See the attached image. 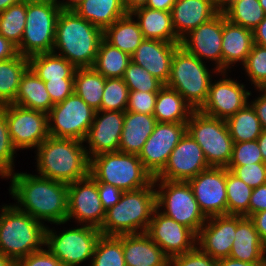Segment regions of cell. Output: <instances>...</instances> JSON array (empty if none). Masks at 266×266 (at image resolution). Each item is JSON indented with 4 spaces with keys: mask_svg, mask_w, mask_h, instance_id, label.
Listing matches in <instances>:
<instances>
[{
    "mask_svg": "<svg viewBox=\"0 0 266 266\" xmlns=\"http://www.w3.org/2000/svg\"><path fill=\"white\" fill-rule=\"evenodd\" d=\"M9 177V191L20 211L39 222L44 220L56 225L67 222L68 184L23 172L12 173Z\"/></svg>",
    "mask_w": 266,
    "mask_h": 266,
    "instance_id": "1",
    "label": "cell"
},
{
    "mask_svg": "<svg viewBox=\"0 0 266 266\" xmlns=\"http://www.w3.org/2000/svg\"><path fill=\"white\" fill-rule=\"evenodd\" d=\"M103 31L74 10H61L52 52L67 59L76 69L93 67Z\"/></svg>",
    "mask_w": 266,
    "mask_h": 266,
    "instance_id": "2",
    "label": "cell"
},
{
    "mask_svg": "<svg viewBox=\"0 0 266 266\" xmlns=\"http://www.w3.org/2000/svg\"><path fill=\"white\" fill-rule=\"evenodd\" d=\"M81 140L49 136L36 149L41 177L71 184L89 175L90 159Z\"/></svg>",
    "mask_w": 266,
    "mask_h": 266,
    "instance_id": "3",
    "label": "cell"
},
{
    "mask_svg": "<svg viewBox=\"0 0 266 266\" xmlns=\"http://www.w3.org/2000/svg\"><path fill=\"white\" fill-rule=\"evenodd\" d=\"M156 185L124 191L119 202L106 211L99 229L104 236L146 233L156 210ZM139 229V230H138Z\"/></svg>",
    "mask_w": 266,
    "mask_h": 266,
    "instance_id": "4",
    "label": "cell"
},
{
    "mask_svg": "<svg viewBox=\"0 0 266 266\" xmlns=\"http://www.w3.org/2000/svg\"><path fill=\"white\" fill-rule=\"evenodd\" d=\"M0 213V253L15 263L41 250L46 227L15 205H3Z\"/></svg>",
    "mask_w": 266,
    "mask_h": 266,
    "instance_id": "5",
    "label": "cell"
},
{
    "mask_svg": "<svg viewBox=\"0 0 266 266\" xmlns=\"http://www.w3.org/2000/svg\"><path fill=\"white\" fill-rule=\"evenodd\" d=\"M89 174L97 183L111 184L123 192L149 186L154 180L138 155L119 151L91 157Z\"/></svg>",
    "mask_w": 266,
    "mask_h": 266,
    "instance_id": "6",
    "label": "cell"
},
{
    "mask_svg": "<svg viewBox=\"0 0 266 266\" xmlns=\"http://www.w3.org/2000/svg\"><path fill=\"white\" fill-rule=\"evenodd\" d=\"M60 12L55 0H27L26 25L18 53L29 58L52 52Z\"/></svg>",
    "mask_w": 266,
    "mask_h": 266,
    "instance_id": "7",
    "label": "cell"
},
{
    "mask_svg": "<svg viewBox=\"0 0 266 266\" xmlns=\"http://www.w3.org/2000/svg\"><path fill=\"white\" fill-rule=\"evenodd\" d=\"M204 63L179 46L174 52L166 84L179 92L194 110H199L205 103L212 81V75Z\"/></svg>",
    "mask_w": 266,
    "mask_h": 266,
    "instance_id": "8",
    "label": "cell"
},
{
    "mask_svg": "<svg viewBox=\"0 0 266 266\" xmlns=\"http://www.w3.org/2000/svg\"><path fill=\"white\" fill-rule=\"evenodd\" d=\"M186 132L202 148L210 167L227 168L233 151V139L226 120L194 110L186 123Z\"/></svg>",
    "mask_w": 266,
    "mask_h": 266,
    "instance_id": "9",
    "label": "cell"
},
{
    "mask_svg": "<svg viewBox=\"0 0 266 266\" xmlns=\"http://www.w3.org/2000/svg\"><path fill=\"white\" fill-rule=\"evenodd\" d=\"M153 182L154 185L159 186V190L155 188L156 207L158 209L164 207L161 213L191 229L198 235L207 217L202 213L188 181H170L154 178Z\"/></svg>",
    "mask_w": 266,
    "mask_h": 266,
    "instance_id": "10",
    "label": "cell"
},
{
    "mask_svg": "<svg viewBox=\"0 0 266 266\" xmlns=\"http://www.w3.org/2000/svg\"><path fill=\"white\" fill-rule=\"evenodd\" d=\"M81 226L63 231L59 235L46 227L44 246H47L63 266H78L92 259L97 241L102 234L98 228Z\"/></svg>",
    "mask_w": 266,
    "mask_h": 266,
    "instance_id": "11",
    "label": "cell"
},
{
    "mask_svg": "<svg viewBox=\"0 0 266 266\" xmlns=\"http://www.w3.org/2000/svg\"><path fill=\"white\" fill-rule=\"evenodd\" d=\"M95 112L73 92L64 101L54 104L49 111V136L84 141L92 125Z\"/></svg>",
    "mask_w": 266,
    "mask_h": 266,
    "instance_id": "12",
    "label": "cell"
},
{
    "mask_svg": "<svg viewBox=\"0 0 266 266\" xmlns=\"http://www.w3.org/2000/svg\"><path fill=\"white\" fill-rule=\"evenodd\" d=\"M16 150L37 148L49 137L48 114L13 103L0 106Z\"/></svg>",
    "mask_w": 266,
    "mask_h": 266,
    "instance_id": "13",
    "label": "cell"
},
{
    "mask_svg": "<svg viewBox=\"0 0 266 266\" xmlns=\"http://www.w3.org/2000/svg\"><path fill=\"white\" fill-rule=\"evenodd\" d=\"M106 211L102 206L97 181L89 174L87 177L68 184L67 221L75 218L77 222L100 229Z\"/></svg>",
    "mask_w": 266,
    "mask_h": 266,
    "instance_id": "14",
    "label": "cell"
},
{
    "mask_svg": "<svg viewBox=\"0 0 266 266\" xmlns=\"http://www.w3.org/2000/svg\"><path fill=\"white\" fill-rule=\"evenodd\" d=\"M185 133L186 123H156L138 155L153 178L164 169L172 150Z\"/></svg>",
    "mask_w": 266,
    "mask_h": 266,
    "instance_id": "15",
    "label": "cell"
},
{
    "mask_svg": "<svg viewBox=\"0 0 266 266\" xmlns=\"http://www.w3.org/2000/svg\"><path fill=\"white\" fill-rule=\"evenodd\" d=\"M202 213L227 215L226 168L209 167L188 180Z\"/></svg>",
    "mask_w": 266,
    "mask_h": 266,
    "instance_id": "16",
    "label": "cell"
},
{
    "mask_svg": "<svg viewBox=\"0 0 266 266\" xmlns=\"http://www.w3.org/2000/svg\"><path fill=\"white\" fill-rule=\"evenodd\" d=\"M156 208L146 234L171 259L197 246V235Z\"/></svg>",
    "mask_w": 266,
    "mask_h": 266,
    "instance_id": "17",
    "label": "cell"
},
{
    "mask_svg": "<svg viewBox=\"0 0 266 266\" xmlns=\"http://www.w3.org/2000/svg\"><path fill=\"white\" fill-rule=\"evenodd\" d=\"M222 34H223V12H220L210 21L201 24L191 30L181 39L182 46L188 53L203 59L214 61V73L222 72ZM226 73V74H224Z\"/></svg>",
    "mask_w": 266,
    "mask_h": 266,
    "instance_id": "18",
    "label": "cell"
},
{
    "mask_svg": "<svg viewBox=\"0 0 266 266\" xmlns=\"http://www.w3.org/2000/svg\"><path fill=\"white\" fill-rule=\"evenodd\" d=\"M209 167L202 148L186 132L172 150L164 169L155 178L188 181Z\"/></svg>",
    "mask_w": 266,
    "mask_h": 266,
    "instance_id": "19",
    "label": "cell"
},
{
    "mask_svg": "<svg viewBox=\"0 0 266 266\" xmlns=\"http://www.w3.org/2000/svg\"><path fill=\"white\" fill-rule=\"evenodd\" d=\"M251 91L245 90L243 84L230 78L219 79L210 84L205 103L199 111L205 115L227 120L248 103Z\"/></svg>",
    "mask_w": 266,
    "mask_h": 266,
    "instance_id": "20",
    "label": "cell"
},
{
    "mask_svg": "<svg viewBox=\"0 0 266 266\" xmlns=\"http://www.w3.org/2000/svg\"><path fill=\"white\" fill-rule=\"evenodd\" d=\"M242 215H220L206 219L197 235V246L214 259L227 258L230 255L236 236L237 224Z\"/></svg>",
    "mask_w": 266,
    "mask_h": 266,
    "instance_id": "21",
    "label": "cell"
},
{
    "mask_svg": "<svg viewBox=\"0 0 266 266\" xmlns=\"http://www.w3.org/2000/svg\"><path fill=\"white\" fill-rule=\"evenodd\" d=\"M123 121L124 112H95L92 125L83 141L89 144V150L86 149L89 159L100 153L119 151Z\"/></svg>",
    "mask_w": 266,
    "mask_h": 266,
    "instance_id": "22",
    "label": "cell"
},
{
    "mask_svg": "<svg viewBox=\"0 0 266 266\" xmlns=\"http://www.w3.org/2000/svg\"><path fill=\"white\" fill-rule=\"evenodd\" d=\"M179 46L180 43L144 39L131 56V60L166 85L170 77L174 52Z\"/></svg>",
    "mask_w": 266,
    "mask_h": 266,
    "instance_id": "23",
    "label": "cell"
},
{
    "mask_svg": "<svg viewBox=\"0 0 266 266\" xmlns=\"http://www.w3.org/2000/svg\"><path fill=\"white\" fill-rule=\"evenodd\" d=\"M220 12L213 0H176L171 11L174 31L182 39Z\"/></svg>",
    "mask_w": 266,
    "mask_h": 266,
    "instance_id": "24",
    "label": "cell"
},
{
    "mask_svg": "<svg viewBox=\"0 0 266 266\" xmlns=\"http://www.w3.org/2000/svg\"><path fill=\"white\" fill-rule=\"evenodd\" d=\"M126 266H168L170 258L146 233L122 235Z\"/></svg>",
    "mask_w": 266,
    "mask_h": 266,
    "instance_id": "25",
    "label": "cell"
},
{
    "mask_svg": "<svg viewBox=\"0 0 266 266\" xmlns=\"http://www.w3.org/2000/svg\"><path fill=\"white\" fill-rule=\"evenodd\" d=\"M253 44V31L230 22L223 13L222 72L238 61L243 65Z\"/></svg>",
    "mask_w": 266,
    "mask_h": 266,
    "instance_id": "26",
    "label": "cell"
},
{
    "mask_svg": "<svg viewBox=\"0 0 266 266\" xmlns=\"http://www.w3.org/2000/svg\"><path fill=\"white\" fill-rule=\"evenodd\" d=\"M229 257L243 262L266 263V245L248 217H244L236 227Z\"/></svg>",
    "mask_w": 266,
    "mask_h": 266,
    "instance_id": "27",
    "label": "cell"
},
{
    "mask_svg": "<svg viewBox=\"0 0 266 266\" xmlns=\"http://www.w3.org/2000/svg\"><path fill=\"white\" fill-rule=\"evenodd\" d=\"M156 123L153 115L125 111L119 152L139 155Z\"/></svg>",
    "mask_w": 266,
    "mask_h": 266,
    "instance_id": "28",
    "label": "cell"
},
{
    "mask_svg": "<svg viewBox=\"0 0 266 266\" xmlns=\"http://www.w3.org/2000/svg\"><path fill=\"white\" fill-rule=\"evenodd\" d=\"M130 14L137 17L144 39L181 43V39L176 35L173 28L171 12L144 6L135 9Z\"/></svg>",
    "mask_w": 266,
    "mask_h": 266,
    "instance_id": "29",
    "label": "cell"
},
{
    "mask_svg": "<svg viewBox=\"0 0 266 266\" xmlns=\"http://www.w3.org/2000/svg\"><path fill=\"white\" fill-rule=\"evenodd\" d=\"M15 105L41 111L46 114L52 109L54 104L42 81L30 68L22 75L18 93L12 102Z\"/></svg>",
    "mask_w": 266,
    "mask_h": 266,
    "instance_id": "30",
    "label": "cell"
},
{
    "mask_svg": "<svg viewBox=\"0 0 266 266\" xmlns=\"http://www.w3.org/2000/svg\"><path fill=\"white\" fill-rule=\"evenodd\" d=\"M74 11L102 31L128 14L123 0H84Z\"/></svg>",
    "mask_w": 266,
    "mask_h": 266,
    "instance_id": "31",
    "label": "cell"
},
{
    "mask_svg": "<svg viewBox=\"0 0 266 266\" xmlns=\"http://www.w3.org/2000/svg\"><path fill=\"white\" fill-rule=\"evenodd\" d=\"M193 111L179 92L164 85L158 92L153 116L160 123H187Z\"/></svg>",
    "mask_w": 266,
    "mask_h": 266,
    "instance_id": "32",
    "label": "cell"
},
{
    "mask_svg": "<svg viewBox=\"0 0 266 266\" xmlns=\"http://www.w3.org/2000/svg\"><path fill=\"white\" fill-rule=\"evenodd\" d=\"M128 13L103 31V38L111 45L132 56L144 40L138 22Z\"/></svg>",
    "mask_w": 266,
    "mask_h": 266,
    "instance_id": "33",
    "label": "cell"
},
{
    "mask_svg": "<svg viewBox=\"0 0 266 266\" xmlns=\"http://www.w3.org/2000/svg\"><path fill=\"white\" fill-rule=\"evenodd\" d=\"M58 52L37 54L28 58L29 68L42 80L74 79L76 68Z\"/></svg>",
    "mask_w": 266,
    "mask_h": 266,
    "instance_id": "34",
    "label": "cell"
},
{
    "mask_svg": "<svg viewBox=\"0 0 266 266\" xmlns=\"http://www.w3.org/2000/svg\"><path fill=\"white\" fill-rule=\"evenodd\" d=\"M28 68V58L21 54L0 61V106L15 100L21 77Z\"/></svg>",
    "mask_w": 266,
    "mask_h": 266,
    "instance_id": "35",
    "label": "cell"
},
{
    "mask_svg": "<svg viewBox=\"0 0 266 266\" xmlns=\"http://www.w3.org/2000/svg\"><path fill=\"white\" fill-rule=\"evenodd\" d=\"M106 78L93 67L77 68L74 74V92L93 110L99 111Z\"/></svg>",
    "mask_w": 266,
    "mask_h": 266,
    "instance_id": "36",
    "label": "cell"
},
{
    "mask_svg": "<svg viewBox=\"0 0 266 266\" xmlns=\"http://www.w3.org/2000/svg\"><path fill=\"white\" fill-rule=\"evenodd\" d=\"M234 143L257 140L263 132L255 109L247 104L226 120Z\"/></svg>",
    "mask_w": 266,
    "mask_h": 266,
    "instance_id": "37",
    "label": "cell"
},
{
    "mask_svg": "<svg viewBox=\"0 0 266 266\" xmlns=\"http://www.w3.org/2000/svg\"><path fill=\"white\" fill-rule=\"evenodd\" d=\"M131 56L102 39L93 68L105 78H123Z\"/></svg>",
    "mask_w": 266,
    "mask_h": 266,
    "instance_id": "38",
    "label": "cell"
},
{
    "mask_svg": "<svg viewBox=\"0 0 266 266\" xmlns=\"http://www.w3.org/2000/svg\"><path fill=\"white\" fill-rule=\"evenodd\" d=\"M222 12L230 22L252 31L266 16L259 0H234Z\"/></svg>",
    "mask_w": 266,
    "mask_h": 266,
    "instance_id": "39",
    "label": "cell"
},
{
    "mask_svg": "<svg viewBox=\"0 0 266 266\" xmlns=\"http://www.w3.org/2000/svg\"><path fill=\"white\" fill-rule=\"evenodd\" d=\"M27 0L13 4L0 13V34L18 47L26 25Z\"/></svg>",
    "mask_w": 266,
    "mask_h": 266,
    "instance_id": "40",
    "label": "cell"
},
{
    "mask_svg": "<svg viewBox=\"0 0 266 266\" xmlns=\"http://www.w3.org/2000/svg\"><path fill=\"white\" fill-rule=\"evenodd\" d=\"M253 188L226 168L227 215L249 218V202Z\"/></svg>",
    "mask_w": 266,
    "mask_h": 266,
    "instance_id": "41",
    "label": "cell"
},
{
    "mask_svg": "<svg viewBox=\"0 0 266 266\" xmlns=\"http://www.w3.org/2000/svg\"><path fill=\"white\" fill-rule=\"evenodd\" d=\"M90 261V266H126L122 247V235H101Z\"/></svg>",
    "mask_w": 266,
    "mask_h": 266,
    "instance_id": "42",
    "label": "cell"
},
{
    "mask_svg": "<svg viewBox=\"0 0 266 266\" xmlns=\"http://www.w3.org/2000/svg\"><path fill=\"white\" fill-rule=\"evenodd\" d=\"M128 98L129 89L123 78H106L100 110L125 112Z\"/></svg>",
    "mask_w": 266,
    "mask_h": 266,
    "instance_id": "43",
    "label": "cell"
},
{
    "mask_svg": "<svg viewBox=\"0 0 266 266\" xmlns=\"http://www.w3.org/2000/svg\"><path fill=\"white\" fill-rule=\"evenodd\" d=\"M123 80L129 91L159 92L164 86L161 81L133 61L125 69Z\"/></svg>",
    "mask_w": 266,
    "mask_h": 266,
    "instance_id": "44",
    "label": "cell"
},
{
    "mask_svg": "<svg viewBox=\"0 0 266 266\" xmlns=\"http://www.w3.org/2000/svg\"><path fill=\"white\" fill-rule=\"evenodd\" d=\"M243 68L254 87L259 89L266 82V47L254 43Z\"/></svg>",
    "mask_w": 266,
    "mask_h": 266,
    "instance_id": "45",
    "label": "cell"
},
{
    "mask_svg": "<svg viewBox=\"0 0 266 266\" xmlns=\"http://www.w3.org/2000/svg\"><path fill=\"white\" fill-rule=\"evenodd\" d=\"M16 149L9 135L5 114L0 110V176L8 177L14 173V154Z\"/></svg>",
    "mask_w": 266,
    "mask_h": 266,
    "instance_id": "46",
    "label": "cell"
},
{
    "mask_svg": "<svg viewBox=\"0 0 266 266\" xmlns=\"http://www.w3.org/2000/svg\"><path fill=\"white\" fill-rule=\"evenodd\" d=\"M227 169L252 188L259 187L266 183L265 163L228 165Z\"/></svg>",
    "mask_w": 266,
    "mask_h": 266,
    "instance_id": "47",
    "label": "cell"
},
{
    "mask_svg": "<svg viewBox=\"0 0 266 266\" xmlns=\"http://www.w3.org/2000/svg\"><path fill=\"white\" fill-rule=\"evenodd\" d=\"M264 163L257 140L233 144V151L228 165H247Z\"/></svg>",
    "mask_w": 266,
    "mask_h": 266,
    "instance_id": "48",
    "label": "cell"
},
{
    "mask_svg": "<svg viewBox=\"0 0 266 266\" xmlns=\"http://www.w3.org/2000/svg\"><path fill=\"white\" fill-rule=\"evenodd\" d=\"M158 92L129 91L128 112L153 115Z\"/></svg>",
    "mask_w": 266,
    "mask_h": 266,
    "instance_id": "49",
    "label": "cell"
},
{
    "mask_svg": "<svg viewBox=\"0 0 266 266\" xmlns=\"http://www.w3.org/2000/svg\"><path fill=\"white\" fill-rule=\"evenodd\" d=\"M218 260L204 253L199 246L184 254L173 256L171 266H217Z\"/></svg>",
    "mask_w": 266,
    "mask_h": 266,
    "instance_id": "50",
    "label": "cell"
},
{
    "mask_svg": "<svg viewBox=\"0 0 266 266\" xmlns=\"http://www.w3.org/2000/svg\"><path fill=\"white\" fill-rule=\"evenodd\" d=\"M44 84L53 104L64 101L74 92V79L49 80Z\"/></svg>",
    "mask_w": 266,
    "mask_h": 266,
    "instance_id": "51",
    "label": "cell"
},
{
    "mask_svg": "<svg viewBox=\"0 0 266 266\" xmlns=\"http://www.w3.org/2000/svg\"><path fill=\"white\" fill-rule=\"evenodd\" d=\"M15 266H63L48 249H41L19 259Z\"/></svg>",
    "mask_w": 266,
    "mask_h": 266,
    "instance_id": "52",
    "label": "cell"
},
{
    "mask_svg": "<svg viewBox=\"0 0 266 266\" xmlns=\"http://www.w3.org/2000/svg\"><path fill=\"white\" fill-rule=\"evenodd\" d=\"M97 186L99 197L105 211L119 202L120 197L123 193L121 189L106 183H97Z\"/></svg>",
    "mask_w": 266,
    "mask_h": 266,
    "instance_id": "53",
    "label": "cell"
},
{
    "mask_svg": "<svg viewBox=\"0 0 266 266\" xmlns=\"http://www.w3.org/2000/svg\"><path fill=\"white\" fill-rule=\"evenodd\" d=\"M266 210V183L253 188L249 202V217Z\"/></svg>",
    "mask_w": 266,
    "mask_h": 266,
    "instance_id": "54",
    "label": "cell"
},
{
    "mask_svg": "<svg viewBox=\"0 0 266 266\" xmlns=\"http://www.w3.org/2000/svg\"><path fill=\"white\" fill-rule=\"evenodd\" d=\"M250 220L253 222L260 239L266 245V210L251 215Z\"/></svg>",
    "mask_w": 266,
    "mask_h": 266,
    "instance_id": "55",
    "label": "cell"
},
{
    "mask_svg": "<svg viewBox=\"0 0 266 266\" xmlns=\"http://www.w3.org/2000/svg\"><path fill=\"white\" fill-rule=\"evenodd\" d=\"M259 96L257 99L255 98V101H251L250 104L255 109L263 130H266V96L262 92Z\"/></svg>",
    "mask_w": 266,
    "mask_h": 266,
    "instance_id": "56",
    "label": "cell"
},
{
    "mask_svg": "<svg viewBox=\"0 0 266 266\" xmlns=\"http://www.w3.org/2000/svg\"><path fill=\"white\" fill-rule=\"evenodd\" d=\"M18 54L17 47L0 34V61L13 58Z\"/></svg>",
    "mask_w": 266,
    "mask_h": 266,
    "instance_id": "57",
    "label": "cell"
},
{
    "mask_svg": "<svg viewBox=\"0 0 266 266\" xmlns=\"http://www.w3.org/2000/svg\"><path fill=\"white\" fill-rule=\"evenodd\" d=\"M254 43L266 47V16L253 30Z\"/></svg>",
    "mask_w": 266,
    "mask_h": 266,
    "instance_id": "58",
    "label": "cell"
},
{
    "mask_svg": "<svg viewBox=\"0 0 266 266\" xmlns=\"http://www.w3.org/2000/svg\"><path fill=\"white\" fill-rule=\"evenodd\" d=\"M176 0H149L145 7L171 12Z\"/></svg>",
    "mask_w": 266,
    "mask_h": 266,
    "instance_id": "59",
    "label": "cell"
},
{
    "mask_svg": "<svg viewBox=\"0 0 266 266\" xmlns=\"http://www.w3.org/2000/svg\"><path fill=\"white\" fill-rule=\"evenodd\" d=\"M217 266H266V263H250L243 262L231 257L222 258L218 260Z\"/></svg>",
    "mask_w": 266,
    "mask_h": 266,
    "instance_id": "60",
    "label": "cell"
},
{
    "mask_svg": "<svg viewBox=\"0 0 266 266\" xmlns=\"http://www.w3.org/2000/svg\"><path fill=\"white\" fill-rule=\"evenodd\" d=\"M149 0H123L124 7L127 13H131L137 8L147 5Z\"/></svg>",
    "mask_w": 266,
    "mask_h": 266,
    "instance_id": "61",
    "label": "cell"
},
{
    "mask_svg": "<svg viewBox=\"0 0 266 266\" xmlns=\"http://www.w3.org/2000/svg\"><path fill=\"white\" fill-rule=\"evenodd\" d=\"M84 0H67L66 2L55 0L61 10H74Z\"/></svg>",
    "mask_w": 266,
    "mask_h": 266,
    "instance_id": "62",
    "label": "cell"
},
{
    "mask_svg": "<svg viewBox=\"0 0 266 266\" xmlns=\"http://www.w3.org/2000/svg\"><path fill=\"white\" fill-rule=\"evenodd\" d=\"M261 154L263 157V162L266 164V130H263L261 135L257 139Z\"/></svg>",
    "mask_w": 266,
    "mask_h": 266,
    "instance_id": "63",
    "label": "cell"
},
{
    "mask_svg": "<svg viewBox=\"0 0 266 266\" xmlns=\"http://www.w3.org/2000/svg\"><path fill=\"white\" fill-rule=\"evenodd\" d=\"M21 0H0V13Z\"/></svg>",
    "mask_w": 266,
    "mask_h": 266,
    "instance_id": "64",
    "label": "cell"
},
{
    "mask_svg": "<svg viewBox=\"0 0 266 266\" xmlns=\"http://www.w3.org/2000/svg\"><path fill=\"white\" fill-rule=\"evenodd\" d=\"M234 0H213L216 7L222 12Z\"/></svg>",
    "mask_w": 266,
    "mask_h": 266,
    "instance_id": "65",
    "label": "cell"
},
{
    "mask_svg": "<svg viewBox=\"0 0 266 266\" xmlns=\"http://www.w3.org/2000/svg\"><path fill=\"white\" fill-rule=\"evenodd\" d=\"M0 266H15V262L0 253Z\"/></svg>",
    "mask_w": 266,
    "mask_h": 266,
    "instance_id": "66",
    "label": "cell"
},
{
    "mask_svg": "<svg viewBox=\"0 0 266 266\" xmlns=\"http://www.w3.org/2000/svg\"><path fill=\"white\" fill-rule=\"evenodd\" d=\"M257 90L266 96V82Z\"/></svg>",
    "mask_w": 266,
    "mask_h": 266,
    "instance_id": "67",
    "label": "cell"
},
{
    "mask_svg": "<svg viewBox=\"0 0 266 266\" xmlns=\"http://www.w3.org/2000/svg\"><path fill=\"white\" fill-rule=\"evenodd\" d=\"M259 3L262 6V8L266 14V0H259Z\"/></svg>",
    "mask_w": 266,
    "mask_h": 266,
    "instance_id": "68",
    "label": "cell"
}]
</instances>
